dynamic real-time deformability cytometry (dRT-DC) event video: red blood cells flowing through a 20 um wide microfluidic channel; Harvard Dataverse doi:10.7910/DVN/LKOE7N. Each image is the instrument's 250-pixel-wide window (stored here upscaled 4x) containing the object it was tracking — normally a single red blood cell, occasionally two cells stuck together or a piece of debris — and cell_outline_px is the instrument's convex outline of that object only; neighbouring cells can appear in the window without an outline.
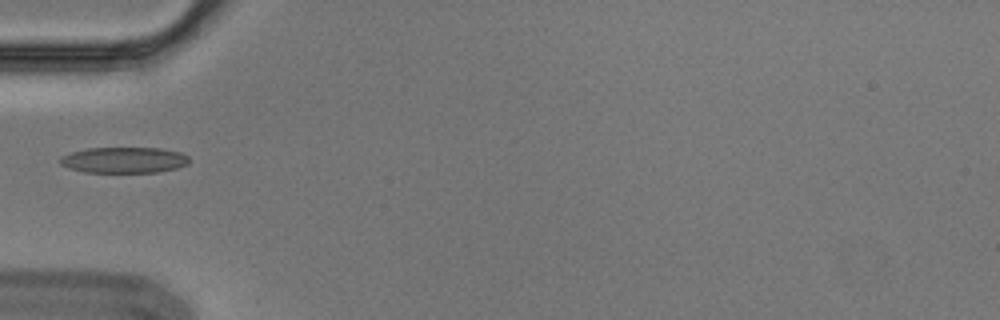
{"species": "Egyptian fruit bat (a non-hibernating species)", "species_latin": "Rousettus aegyptiacus", "temperature_condition": "cold", "stored_images_in_passage": 7, "camera_frame_rate_fps": 3000, "um_per_image_px": 0.085, "animal": {"sex": "male"}, "frame": {"image": 1, "passage_image": 3, "time_ms": 0.667, "image_size_px": [1000, 320], "cell_outline_px": [[188, 164], [176, 168], [156, 172], [84, 172], [68, 168], [60, 164], [60, 156], [72, 152], [88, 148], [160, 148], [180, 152], [188, 156]], "centroid_in_image_um": [10.52, 13.6], "position_along_channel_um": 74.5, "area_um2": 19.42}}
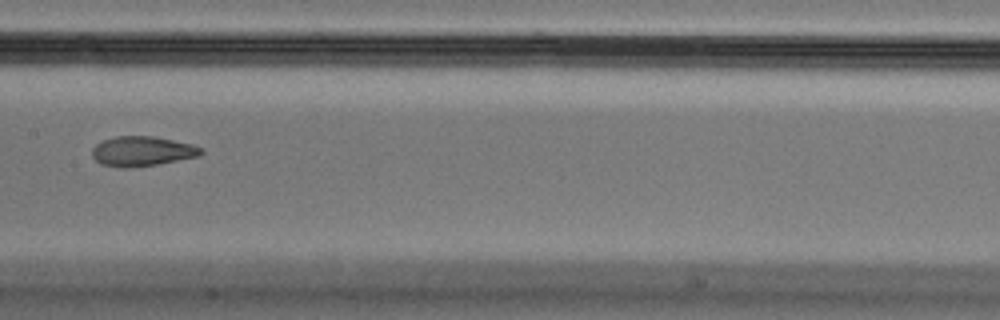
{"frame": {"image": 2, "passage_image": 6, "time_ms": 1.667, "image_size_px": [1000, 320], "cell_outline_px": [[204, 152], [200, 156], [156, 164], [128, 168], [124, 168], [100, 164], [92, 156], [92, 148], [96, 144], [104, 140], [116, 136], [152, 136], [192, 144], [200, 148]], "centroid_in_image_um": [12.06, 12.86], "position_along_channel_um": 195.3, "area_um2": 18.79}}
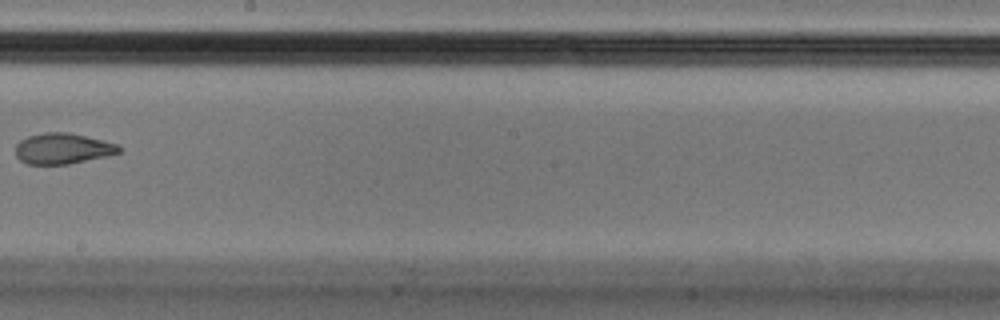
{"frame": {"image": 3, "passage_image": 7, "time_ms": 2.0, "image_size_px": [1000, 320], "cell_outline_px": [[124, 148], [120, 152], [108, 156], [68, 164], [28, 164], [20, 160], [16, 156], [16, 144], [20, 140], [28, 136], [44, 132], [68, 132], [120, 144]], "centroid_in_image_um": [5.37, 12.62], "position_along_channel_um": 242.8, "area_um2": 18.73}}